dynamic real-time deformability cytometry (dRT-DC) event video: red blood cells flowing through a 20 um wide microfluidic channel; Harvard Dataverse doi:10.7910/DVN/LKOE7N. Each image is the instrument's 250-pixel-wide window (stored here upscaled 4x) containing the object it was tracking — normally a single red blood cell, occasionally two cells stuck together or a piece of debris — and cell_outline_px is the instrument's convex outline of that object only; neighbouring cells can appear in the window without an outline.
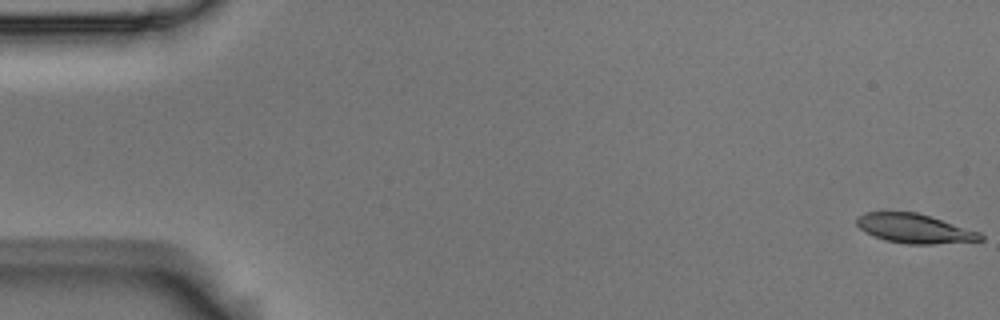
{"species": "Egyptian fruit bat (a non-hibernating species)", "species_latin": "Rousettus aegyptiacus", "temperature_condition": "room temperature", "stored_images_in_passage": 5, "camera_frame_rate_fps": 3000, "um_per_image_px": 0.085, "animal": {"sex": "male"}, "frame": {"image": 1, "passage_image": 1, "time_ms": 0.0, "image_size_px": [1000, 320], "cell_outline_px": [[984, 240], [932, 244], [908, 244], [884, 240], [872, 236], [864, 232], [856, 224], [856, 216], [864, 212], [916, 212], [980, 232], [984, 236]], "centroid_in_image_um": [77.68, 19.43], "position_along_channel_um": 7.3, "area_um2": 21.1}}
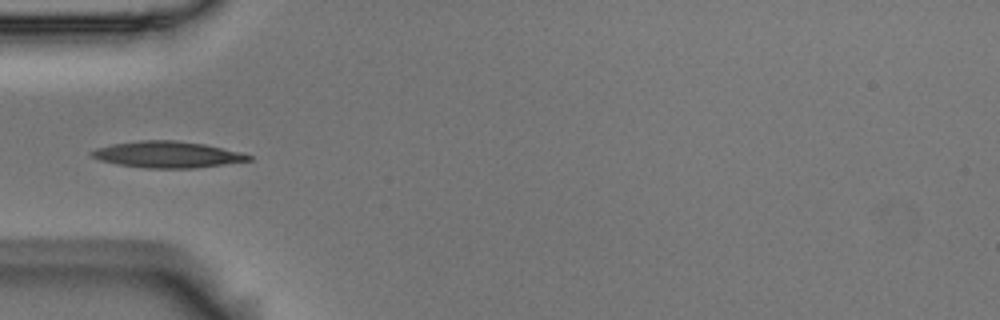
{"frame": {"image": 2, "passage_image": 5, "time_ms": 1.333, "image_size_px": [1000, 320], "cell_outline_px": [[252, 160], [196, 168], [144, 168], [116, 164], [100, 160], [88, 156], [88, 152], [96, 148], [112, 144], [140, 140], [176, 140], [204, 144], [240, 152], [252, 156]], "centroid_in_image_um": [14.17, 13.13], "position_along_channel_um": 70.8, "area_um2": 24.22}}